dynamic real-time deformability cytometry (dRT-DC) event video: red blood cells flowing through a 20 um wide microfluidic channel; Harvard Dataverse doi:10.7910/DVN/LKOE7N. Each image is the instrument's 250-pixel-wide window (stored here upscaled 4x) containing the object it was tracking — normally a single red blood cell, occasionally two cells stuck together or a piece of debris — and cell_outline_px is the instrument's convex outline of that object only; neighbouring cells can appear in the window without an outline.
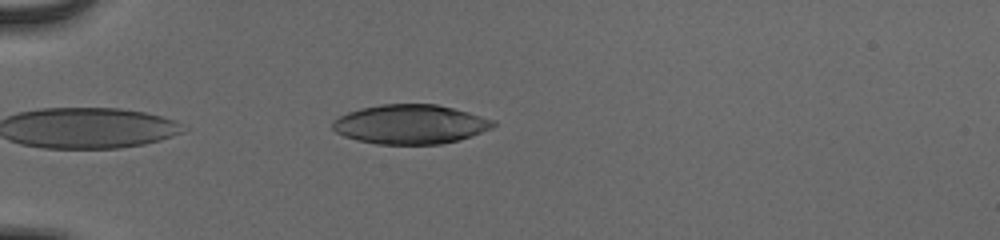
{"species": "human", "species_latin": "Homo sapiens", "temperature_condition": "cold", "stored_images_in_passage": 38, "camera_frame_rate_fps": 3000, "um_per_image_px": 0.085, "donor": {"sex": "male"}, "frame": {"image": 1, "passage_image": 1, "time_ms": 0.0, "image_size_px": [1000, 240], "cell_outline_px": [[496, 124], [492, 128], [472, 136], [440, 144], [376, 144], [356, 140], [344, 136], [336, 132], [332, 128], [332, 124], [340, 116], [348, 112], [360, 108], [380, 104], [436, 104], [468, 112], [492, 120]], "centroid_in_image_um": [34.85, 10.56], "position_along_channel_um": 50.1, "area_um2": 36.59}}
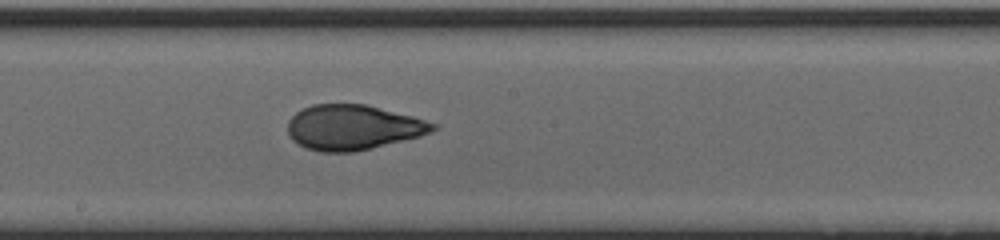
{"frame": {"image": 2, "passage_image": 16, "time_ms": 5.0, "image_size_px": [1000, 240], "cell_outline_px": [[440, 124], [432, 132], [420, 136], [372, 148], [352, 152], [320, 152], [308, 148], [292, 140], [288, 132], [288, 120], [296, 112], [312, 104], [364, 104], [412, 116]], "centroid_in_image_um": [30.01, 10.82], "position_along_channel_um": 218.2, "area_um2": 37.97}}
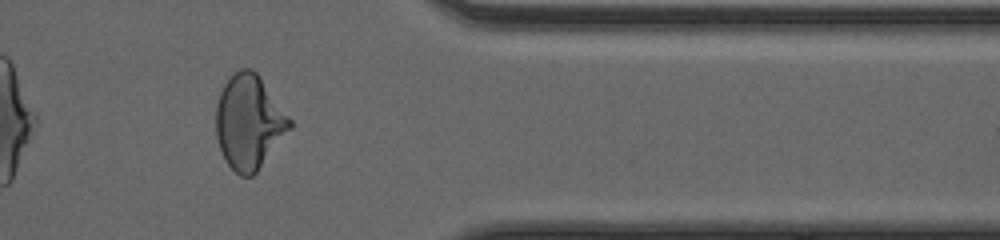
{"frame": {"image": 3, "passage_image": 30, "time_ms": 9.667, "image_size_px": [1000, 240], "cell_outline_px": [[292, 128], [256, 172], [252, 176], [240, 176], [228, 164], [220, 148], [216, 136], [216, 104], [220, 92], [228, 76], [240, 68], [252, 68], [256, 72], [292, 120]], "centroid_in_image_um": [21.16, 10.35], "position_along_channel_um": 390.2, "area_um2": 40.34}, "authors_computed_cell_mechanics": {"area_um2": 38.2058, "velocity_mm_per_s": 3.9101, "shape_relaxation_time_tau1_ms": 5.8766, "shape_relaxation_time_tau2_ms": 0.9446, "deformation_change_tau1": 0.2051, "deformation_change_tau2": 0.0664}}